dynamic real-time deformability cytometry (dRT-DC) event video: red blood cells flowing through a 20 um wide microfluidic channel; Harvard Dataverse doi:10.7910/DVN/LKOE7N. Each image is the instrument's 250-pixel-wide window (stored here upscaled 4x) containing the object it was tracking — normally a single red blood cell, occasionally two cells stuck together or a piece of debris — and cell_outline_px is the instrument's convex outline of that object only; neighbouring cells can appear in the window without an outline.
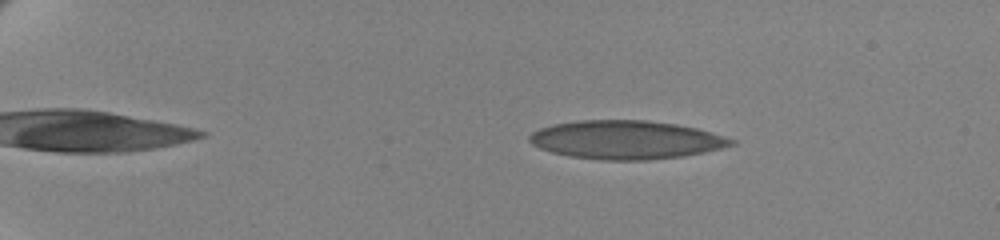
{"species": "human", "species_latin": "Homo sapiens", "temperature_condition": "cold", "stored_images_in_passage": 59, "camera_frame_rate_fps": 3000, "um_per_image_px": 0.085, "donor": {"sex": "female"}, "frame": {"image": 1, "passage_image": 11, "time_ms": 3.333, "image_size_px": [1000, 240], "cell_outline_px": [[736, 144], [704, 152], [684, 156], [648, 160], [600, 160], [568, 156], [552, 152], [540, 148], [532, 144], [528, 140], [528, 136], [532, 132], [540, 128], [552, 124], [576, 120], [648, 120], [676, 124], [696, 128], [712, 132], [736, 140]], "centroid_in_image_um": [53.2, 11.88], "position_along_channel_um": 31.8, "area_um2": 45.55}}
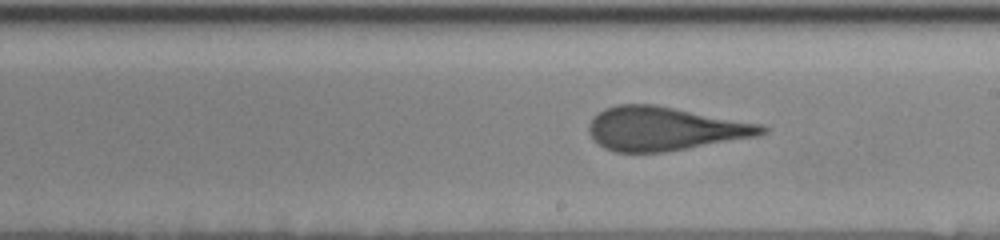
{"frame": {"image": 2, "passage_image": 37, "time_ms": 12.0, "image_size_px": [1000, 240], "cell_outline_px": [[768, 132], [756, 136], [688, 148], [664, 152], [616, 152], [604, 148], [592, 140], [588, 132], [588, 124], [604, 108], [616, 104], [656, 104], [760, 124], [768, 128]], "centroid_in_image_um": [56.45, 10.93], "position_along_channel_um": 232.5, "area_um2": 43.93}}
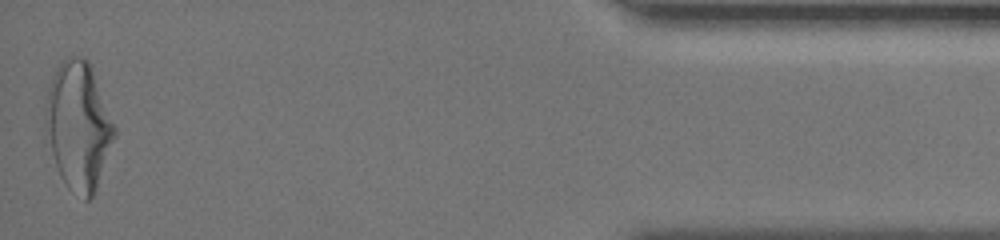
{"frame": {"image": 3, "passage_image": 59, "time_ms": 19.333, "image_size_px": [1000, 240], "cell_outline_px": [[116, 136], [92, 196], [88, 200], [84, 200], [68, 188], [60, 176], [52, 152], [44, 124], [44, 116], [48, 88], [52, 76], [60, 60], [68, 56], [84, 56], [88, 60], [116, 128]], "centroid_in_image_um": [6.65, 10.65], "position_along_channel_um": 428.5, "area_um2": 50.92}, "authors_computed_cell_mechanics": {"area_um2": 44.9684, "velocity_mm_per_s": 3.4573, "shape_relaxation_time_tau1_ms": 6.3282, "shape_relaxation_time_tau2_ms": 1.1243, "deformation_change_tau1": 0.2005, "deformation_change_tau2": 0.1021}}